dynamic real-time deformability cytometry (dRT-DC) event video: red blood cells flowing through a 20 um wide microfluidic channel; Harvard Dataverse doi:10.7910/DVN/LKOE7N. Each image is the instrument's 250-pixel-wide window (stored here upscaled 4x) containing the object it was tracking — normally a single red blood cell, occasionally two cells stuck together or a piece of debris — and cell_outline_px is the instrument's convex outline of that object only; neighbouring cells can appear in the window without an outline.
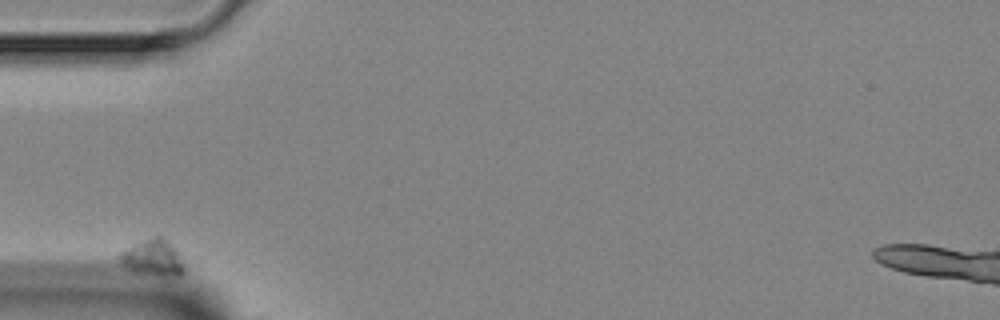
{"species": "Egyptian fruit bat (a non-hibernating species)", "species_latin": "Rousettus aegyptiacus", "temperature_condition": "room temperature", "stored_images_in_passage": 14, "camera_frame_rate_fps": 3000, "um_per_image_px": 0.085, "animal": {"sex": "female"}, "frame": {"image": 1, "passage_image": 1, "time_ms": 0.0, "image_size_px": [1000, 320], "cell_outline_px": [[184, 272], [152, 272], [128, 268], [120, 264], [116, 256], [120, 252], [152, 236], [160, 236], [176, 252], [184, 264]], "centroid_in_image_um": [12.89, 21.82], "position_along_channel_um": 72.1, "area_um2": 12.08}}
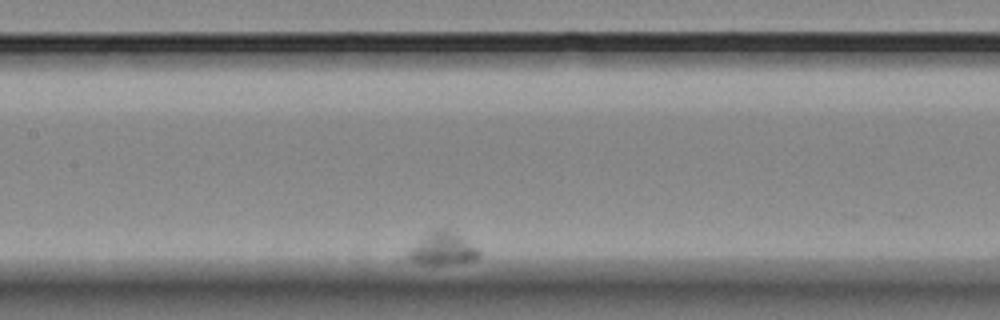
{"frame": {"image": 2, "passage_image": 6, "time_ms": 6.0, "image_size_px": [1000, 320], "cell_outline_px": [[480, 256], [476, 260], [456, 264], [420, 264], [412, 260], [408, 256], [408, 252], [420, 240], [432, 232], [440, 228], [448, 228], [460, 236], [476, 248], [480, 252]], "centroid_in_image_um": [37.69, 21.17], "position_along_channel_um": 169.7, "area_um2": 13.01}}
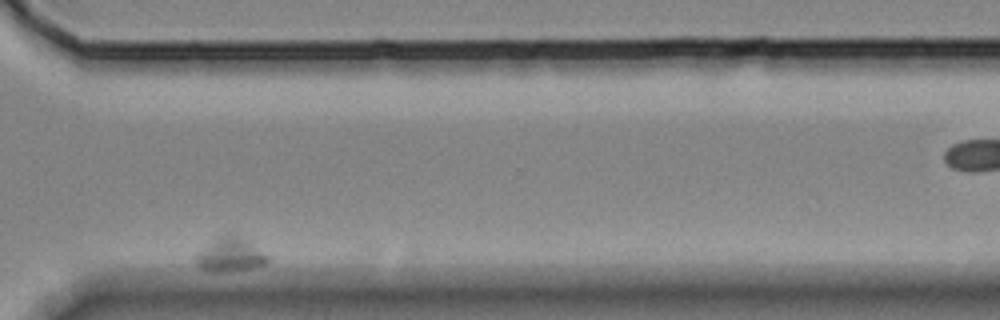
{"frame": {"image": 3, "passage_image": 14, "time_ms": 16.333, "image_size_px": [1000, 320], "cell_outline_px": [[268, 260], [264, 264], [252, 268], [224, 272], [212, 272], [200, 268], [196, 264], [196, 256], [200, 252], [220, 236], [228, 232], [232, 232], [268, 256]], "centroid_in_image_um": [19.55, 21.68], "position_along_channel_um": 351.1, "area_um2": 13.64}}